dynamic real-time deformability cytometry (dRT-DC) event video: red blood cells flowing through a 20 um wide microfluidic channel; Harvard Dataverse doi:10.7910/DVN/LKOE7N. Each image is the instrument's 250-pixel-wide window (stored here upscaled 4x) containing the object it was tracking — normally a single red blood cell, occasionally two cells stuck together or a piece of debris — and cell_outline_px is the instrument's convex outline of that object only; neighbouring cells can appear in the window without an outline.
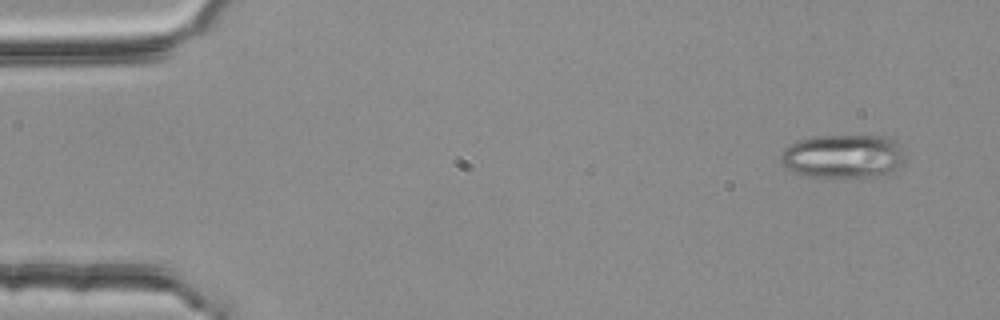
{"species": "common noctule bat (a hibernating species)", "species_latin": "Nyctalus noctula", "temperature_condition": "room temperature", "stored_images_in_passage": 4, "camera_frame_rate_fps": 3000, "um_per_image_px": 0.085, "animal": {"sex": "female", "body_mass_g": 25.1}, "frame": {"image": 1, "passage_image": 1, "time_ms": 0.0, "image_size_px": [1000, 320], "cell_outline_px": [[904, 160], [900, 164], [884, 176], [804, 176], [792, 172], [784, 168], [780, 160], [780, 152], [784, 148], [796, 140], [812, 136], [888, 136], [896, 140], [900, 144], [904, 156]], "centroid_in_image_um": [71.62, 13.26], "position_along_channel_um": 13.4, "area_um2": 31.85}}